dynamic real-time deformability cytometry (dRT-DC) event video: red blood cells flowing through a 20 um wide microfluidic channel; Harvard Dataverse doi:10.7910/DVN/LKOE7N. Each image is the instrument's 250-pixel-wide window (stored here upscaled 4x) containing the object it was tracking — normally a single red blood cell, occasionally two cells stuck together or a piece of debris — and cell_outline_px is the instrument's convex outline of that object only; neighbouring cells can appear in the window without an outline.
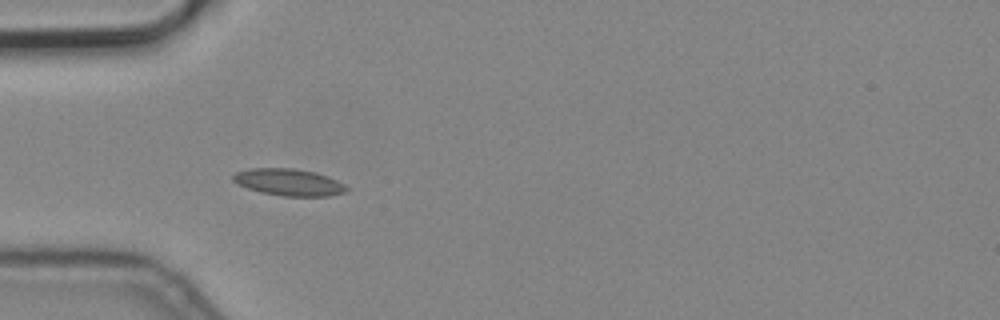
{"species": "common noctule bat (a hibernating species)", "species_latin": "Nyctalus noctula", "temperature_condition": "cold", "stored_images_in_passage": 6, "camera_frame_rate_fps": 3000, "um_per_image_px": 0.085, "animal": {"sex": "male", "body_mass_g": 19.2, "forearm_length_mm": 51.8}, "frame": {"image": 1, "passage_image": 5, "time_ms": 1.333, "image_size_px": [1000, 320], "cell_outline_px": [[348, 188], [344, 192], [328, 196], [284, 196], [260, 192], [248, 188], [232, 180], [232, 176], [236, 172], [252, 168], [292, 168], [316, 172], [328, 176], [344, 184]], "centroid_in_image_um": [24.55, 15.48], "position_along_channel_um": 60.4, "area_um2": 17.63}}